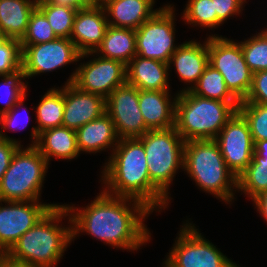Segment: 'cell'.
Wrapping results in <instances>:
<instances>
[{"label": "cell", "mask_w": 267, "mask_h": 267, "mask_svg": "<svg viewBox=\"0 0 267 267\" xmlns=\"http://www.w3.org/2000/svg\"><path fill=\"white\" fill-rule=\"evenodd\" d=\"M3 79L0 83V104L4 102L5 106L0 108V115L9 111L16 103L23 98L27 91V83L24 80L22 71L9 76H1ZM3 104V103H2Z\"/></svg>", "instance_id": "obj_34"}, {"label": "cell", "mask_w": 267, "mask_h": 267, "mask_svg": "<svg viewBox=\"0 0 267 267\" xmlns=\"http://www.w3.org/2000/svg\"><path fill=\"white\" fill-rule=\"evenodd\" d=\"M214 13L217 14V27L224 23L229 17L239 15L246 0H212Z\"/></svg>", "instance_id": "obj_38"}, {"label": "cell", "mask_w": 267, "mask_h": 267, "mask_svg": "<svg viewBox=\"0 0 267 267\" xmlns=\"http://www.w3.org/2000/svg\"><path fill=\"white\" fill-rule=\"evenodd\" d=\"M215 141L228 168L238 177L252 161L254 142L244 117L236 111Z\"/></svg>", "instance_id": "obj_14"}, {"label": "cell", "mask_w": 267, "mask_h": 267, "mask_svg": "<svg viewBox=\"0 0 267 267\" xmlns=\"http://www.w3.org/2000/svg\"><path fill=\"white\" fill-rule=\"evenodd\" d=\"M145 148L138 138L119 139L103 166V191L141 201L152 212L165 209L169 202L151 183Z\"/></svg>", "instance_id": "obj_2"}, {"label": "cell", "mask_w": 267, "mask_h": 267, "mask_svg": "<svg viewBox=\"0 0 267 267\" xmlns=\"http://www.w3.org/2000/svg\"><path fill=\"white\" fill-rule=\"evenodd\" d=\"M237 191L248 195L251 200L261 192L267 191V160L255 151L252 161L237 177Z\"/></svg>", "instance_id": "obj_28"}, {"label": "cell", "mask_w": 267, "mask_h": 267, "mask_svg": "<svg viewBox=\"0 0 267 267\" xmlns=\"http://www.w3.org/2000/svg\"><path fill=\"white\" fill-rule=\"evenodd\" d=\"M48 162L35 146H20L0 183V200L39 201Z\"/></svg>", "instance_id": "obj_7"}, {"label": "cell", "mask_w": 267, "mask_h": 267, "mask_svg": "<svg viewBox=\"0 0 267 267\" xmlns=\"http://www.w3.org/2000/svg\"><path fill=\"white\" fill-rule=\"evenodd\" d=\"M93 54H96L95 57L114 59L127 65L136 56L135 30L108 25L102 43L96 51L80 54L79 59Z\"/></svg>", "instance_id": "obj_23"}, {"label": "cell", "mask_w": 267, "mask_h": 267, "mask_svg": "<svg viewBox=\"0 0 267 267\" xmlns=\"http://www.w3.org/2000/svg\"><path fill=\"white\" fill-rule=\"evenodd\" d=\"M183 18L186 23L192 26H201L203 28L217 27V14L214 13L212 0H188Z\"/></svg>", "instance_id": "obj_32"}, {"label": "cell", "mask_w": 267, "mask_h": 267, "mask_svg": "<svg viewBox=\"0 0 267 267\" xmlns=\"http://www.w3.org/2000/svg\"><path fill=\"white\" fill-rule=\"evenodd\" d=\"M145 148L148 173L152 185L168 200V189L177 170L183 169L185 141L175 126L149 130L138 138Z\"/></svg>", "instance_id": "obj_6"}, {"label": "cell", "mask_w": 267, "mask_h": 267, "mask_svg": "<svg viewBox=\"0 0 267 267\" xmlns=\"http://www.w3.org/2000/svg\"><path fill=\"white\" fill-rule=\"evenodd\" d=\"M240 103H258L267 105V70L253 74L251 89Z\"/></svg>", "instance_id": "obj_37"}, {"label": "cell", "mask_w": 267, "mask_h": 267, "mask_svg": "<svg viewBox=\"0 0 267 267\" xmlns=\"http://www.w3.org/2000/svg\"><path fill=\"white\" fill-rule=\"evenodd\" d=\"M190 91L200 97L222 102H240L228 89L224 77L208 64Z\"/></svg>", "instance_id": "obj_27"}, {"label": "cell", "mask_w": 267, "mask_h": 267, "mask_svg": "<svg viewBox=\"0 0 267 267\" xmlns=\"http://www.w3.org/2000/svg\"><path fill=\"white\" fill-rule=\"evenodd\" d=\"M79 152L97 153L107 148L114 150L119 137L111 117L105 112L100 117L76 130Z\"/></svg>", "instance_id": "obj_22"}, {"label": "cell", "mask_w": 267, "mask_h": 267, "mask_svg": "<svg viewBox=\"0 0 267 267\" xmlns=\"http://www.w3.org/2000/svg\"><path fill=\"white\" fill-rule=\"evenodd\" d=\"M239 104L203 98L190 90L179 91L175 102V128L185 142L215 140Z\"/></svg>", "instance_id": "obj_4"}, {"label": "cell", "mask_w": 267, "mask_h": 267, "mask_svg": "<svg viewBox=\"0 0 267 267\" xmlns=\"http://www.w3.org/2000/svg\"><path fill=\"white\" fill-rule=\"evenodd\" d=\"M37 126L32 127L30 146H35L39 133L55 127L62 126L63 112L65 108V86L63 88H52L47 91L36 106ZM34 140V141H33Z\"/></svg>", "instance_id": "obj_26"}, {"label": "cell", "mask_w": 267, "mask_h": 267, "mask_svg": "<svg viewBox=\"0 0 267 267\" xmlns=\"http://www.w3.org/2000/svg\"><path fill=\"white\" fill-rule=\"evenodd\" d=\"M22 71V48L20 40L5 38L0 43V77Z\"/></svg>", "instance_id": "obj_35"}, {"label": "cell", "mask_w": 267, "mask_h": 267, "mask_svg": "<svg viewBox=\"0 0 267 267\" xmlns=\"http://www.w3.org/2000/svg\"><path fill=\"white\" fill-rule=\"evenodd\" d=\"M107 27L106 12L100 3L79 9L74 19L70 40L80 54L95 52L102 43Z\"/></svg>", "instance_id": "obj_17"}, {"label": "cell", "mask_w": 267, "mask_h": 267, "mask_svg": "<svg viewBox=\"0 0 267 267\" xmlns=\"http://www.w3.org/2000/svg\"><path fill=\"white\" fill-rule=\"evenodd\" d=\"M254 151L267 160V140L257 141L254 144Z\"/></svg>", "instance_id": "obj_42"}, {"label": "cell", "mask_w": 267, "mask_h": 267, "mask_svg": "<svg viewBox=\"0 0 267 267\" xmlns=\"http://www.w3.org/2000/svg\"><path fill=\"white\" fill-rule=\"evenodd\" d=\"M240 44L245 62L253 74L267 70V28Z\"/></svg>", "instance_id": "obj_30"}, {"label": "cell", "mask_w": 267, "mask_h": 267, "mask_svg": "<svg viewBox=\"0 0 267 267\" xmlns=\"http://www.w3.org/2000/svg\"><path fill=\"white\" fill-rule=\"evenodd\" d=\"M2 267H29L27 265H23V264H19V263H15L12 262L10 260H7Z\"/></svg>", "instance_id": "obj_44"}, {"label": "cell", "mask_w": 267, "mask_h": 267, "mask_svg": "<svg viewBox=\"0 0 267 267\" xmlns=\"http://www.w3.org/2000/svg\"><path fill=\"white\" fill-rule=\"evenodd\" d=\"M8 260V253L5 249L0 247V267Z\"/></svg>", "instance_id": "obj_43"}, {"label": "cell", "mask_w": 267, "mask_h": 267, "mask_svg": "<svg viewBox=\"0 0 267 267\" xmlns=\"http://www.w3.org/2000/svg\"><path fill=\"white\" fill-rule=\"evenodd\" d=\"M21 48L22 72L28 79L80 60V53L69 38L58 37L46 43L21 46Z\"/></svg>", "instance_id": "obj_13"}, {"label": "cell", "mask_w": 267, "mask_h": 267, "mask_svg": "<svg viewBox=\"0 0 267 267\" xmlns=\"http://www.w3.org/2000/svg\"><path fill=\"white\" fill-rule=\"evenodd\" d=\"M37 8L45 15L57 37L70 39L78 9L51 3H37Z\"/></svg>", "instance_id": "obj_29"}, {"label": "cell", "mask_w": 267, "mask_h": 267, "mask_svg": "<svg viewBox=\"0 0 267 267\" xmlns=\"http://www.w3.org/2000/svg\"><path fill=\"white\" fill-rule=\"evenodd\" d=\"M58 38L45 15L36 7L29 19L26 34L20 41L21 46L46 43Z\"/></svg>", "instance_id": "obj_33"}, {"label": "cell", "mask_w": 267, "mask_h": 267, "mask_svg": "<svg viewBox=\"0 0 267 267\" xmlns=\"http://www.w3.org/2000/svg\"><path fill=\"white\" fill-rule=\"evenodd\" d=\"M170 90H139V108L149 130L175 126L176 96L171 100Z\"/></svg>", "instance_id": "obj_19"}, {"label": "cell", "mask_w": 267, "mask_h": 267, "mask_svg": "<svg viewBox=\"0 0 267 267\" xmlns=\"http://www.w3.org/2000/svg\"><path fill=\"white\" fill-rule=\"evenodd\" d=\"M230 267H239V265L237 266L236 263L232 264Z\"/></svg>", "instance_id": "obj_46"}, {"label": "cell", "mask_w": 267, "mask_h": 267, "mask_svg": "<svg viewBox=\"0 0 267 267\" xmlns=\"http://www.w3.org/2000/svg\"><path fill=\"white\" fill-rule=\"evenodd\" d=\"M175 9L172 5H165L136 32V55L143 58L155 59L169 63L170 57L177 50L175 46Z\"/></svg>", "instance_id": "obj_10"}, {"label": "cell", "mask_w": 267, "mask_h": 267, "mask_svg": "<svg viewBox=\"0 0 267 267\" xmlns=\"http://www.w3.org/2000/svg\"><path fill=\"white\" fill-rule=\"evenodd\" d=\"M105 105L119 139L139 138L149 131L139 108L137 87L127 82L118 86L105 99Z\"/></svg>", "instance_id": "obj_12"}, {"label": "cell", "mask_w": 267, "mask_h": 267, "mask_svg": "<svg viewBox=\"0 0 267 267\" xmlns=\"http://www.w3.org/2000/svg\"><path fill=\"white\" fill-rule=\"evenodd\" d=\"M66 83L104 99L118 86L127 82L126 65L118 60L98 56L73 71Z\"/></svg>", "instance_id": "obj_11"}, {"label": "cell", "mask_w": 267, "mask_h": 267, "mask_svg": "<svg viewBox=\"0 0 267 267\" xmlns=\"http://www.w3.org/2000/svg\"><path fill=\"white\" fill-rule=\"evenodd\" d=\"M209 64L224 77L229 91L241 102L251 89L253 73L245 62L240 42L208 36Z\"/></svg>", "instance_id": "obj_8"}, {"label": "cell", "mask_w": 267, "mask_h": 267, "mask_svg": "<svg viewBox=\"0 0 267 267\" xmlns=\"http://www.w3.org/2000/svg\"><path fill=\"white\" fill-rule=\"evenodd\" d=\"M100 4L106 12L108 25L133 30L159 10H153L155 0H100Z\"/></svg>", "instance_id": "obj_20"}, {"label": "cell", "mask_w": 267, "mask_h": 267, "mask_svg": "<svg viewBox=\"0 0 267 267\" xmlns=\"http://www.w3.org/2000/svg\"><path fill=\"white\" fill-rule=\"evenodd\" d=\"M20 146L22 145L17 142L0 138V183L4 173L10 166L13 155Z\"/></svg>", "instance_id": "obj_39"}, {"label": "cell", "mask_w": 267, "mask_h": 267, "mask_svg": "<svg viewBox=\"0 0 267 267\" xmlns=\"http://www.w3.org/2000/svg\"><path fill=\"white\" fill-rule=\"evenodd\" d=\"M25 99H26V95L23 98H21L16 103V105L13 106L9 111L0 115V126L2 127V128H0V138L11 140V141H14V142H17L18 144H20V141H17L16 139H12V138L8 137L7 135L3 134L4 132H2V131H3V129L4 130L9 129V131L11 129H13V131H15V130H17L16 128H19L21 126L20 122L23 123V128L27 127L29 120H30L28 111H25V113H27V115H26L27 118H25V119H27V121L24 120V121H26V123H25L24 121L22 122V120L19 121L18 116H20V115H18V109H17L20 107H21V109H26L25 107L22 108L24 105ZM20 128L23 129L22 127H20Z\"/></svg>", "instance_id": "obj_36"}, {"label": "cell", "mask_w": 267, "mask_h": 267, "mask_svg": "<svg viewBox=\"0 0 267 267\" xmlns=\"http://www.w3.org/2000/svg\"><path fill=\"white\" fill-rule=\"evenodd\" d=\"M35 147L46 158L72 160L79 156L76 130L64 126L50 128L39 133Z\"/></svg>", "instance_id": "obj_24"}, {"label": "cell", "mask_w": 267, "mask_h": 267, "mask_svg": "<svg viewBox=\"0 0 267 267\" xmlns=\"http://www.w3.org/2000/svg\"><path fill=\"white\" fill-rule=\"evenodd\" d=\"M183 169L204 192L229 204L234 200L237 177L226 165L215 140L185 142Z\"/></svg>", "instance_id": "obj_5"}, {"label": "cell", "mask_w": 267, "mask_h": 267, "mask_svg": "<svg viewBox=\"0 0 267 267\" xmlns=\"http://www.w3.org/2000/svg\"><path fill=\"white\" fill-rule=\"evenodd\" d=\"M105 99L65 83V108L62 126L77 130L106 112Z\"/></svg>", "instance_id": "obj_16"}, {"label": "cell", "mask_w": 267, "mask_h": 267, "mask_svg": "<svg viewBox=\"0 0 267 267\" xmlns=\"http://www.w3.org/2000/svg\"><path fill=\"white\" fill-rule=\"evenodd\" d=\"M37 0H0V32L5 38L22 40Z\"/></svg>", "instance_id": "obj_25"}, {"label": "cell", "mask_w": 267, "mask_h": 267, "mask_svg": "<svg viewBox=\"0 0 267 267\" xmlns=\"http://www.w3.org/2000/svg\"><path fill=\"white\" fill-rule=\"evenodd\" d=\"M65 206L72 219L73 239L86 232L114 248L129 251H137L151 239L143 221L152 211L136 199L102 191L85 208Z\"/></svg>", "instance_id": "obj_1"}, {"label": "cell", "mask_w": 267, "mask_h": 267, "mask_svg": "<svg viewBox=\"0 0 267 267\" xmlns=\"http://www.w3.org/2000/svg\"><path fill=\"white\" fill-rule=\"evenodd\" d=\"M163 267H230L227 258L188 221L182 225Z\"/></svg>", "instance_id": "obj_9"}, {"label": "cell", "mask_w": 267, "mask_h": 267, "mask_svg": "<svg viewBox=\"0 0 267 267\" xmlns=\"http://www.w3.org/2000/svg\"><path fill=\"white\" fill-rule=\"evenodd\" d=\"M65 216V217H64ZM68 217L67 227L59 223ZM73 241L72 219L67 207H52L11 247L8 260L29 267H55Z\"/></svg>", "instance_id": "obj_3"}, {"label": "cell", "mask_w": 267, "mask_h": 267, "mask_svg": "<svg viewBox=\"0 0 267 267\" xmlns=\"http://www.w3.org/2000/svg\"><path fill=\"white\" fill-rule=\"evenodd\" d=\"M0 200V247L7 252L16 241L31 229L52 207L58 204H44L39 201Z\"/></svg>", "instance_id": "obj_15"}, {"label": "cell", "mask_w": 267, "mask_h": 267, "mask_svg": "<svg viewBox=\"0 0 267 267\" xmlns=\"http://www.w3.org/2000/svg\"><path fill=\"white\" fill-rule=\"evenodd\" d=\"M174 64L179 80L192 84L181 91L190 90L209 64L208 37L204 44L195 40L180 44L169 60V68Z\"/></svg>", "instance_id": "obj_18"}, {"label": "cell", "mask_w": 267, "mask_h": 267, "mask_svg": "<svg viewBox=\"0 0 267 267\" xmlns=\"http://www.w3.org/2000/svg\"><path fill=\"white\" fill-rule=\"evenodd\" d=\"M168 63L136 55L126 65L127 83L139 90H169Z\"/></svg>", "instance_id": "obj_21"}, {"label": "cell", "mask_w": 267, "mask_h": 267, "mask_svg": "<svg viewBox=\"0 0 267 267\" xmlns=\"http://www.w3.org/2000/svg\"><path fill=\"white\" fill-rule=\"evenodd\" d=\"M237 111L247 121L254 144L267 140V105L240 103Z\"/></svg>", "instance_id": "obj_31"}, {"label": "cell", "mask_w": 267, "mask_h": 267, "mask_svg": "<svg viewBox=\"0 0 267 267\" xmlns=\"http://www.w3.org/2000/svg\"><path fill=\"white\" fill-rule=\"evenodd\" d=\"M37 3L66 5L79 10L97 5L98 3H100V0H37Z\"/></svg>", "instance_id": "obj_40"}, {"label": "cell", "mask_w": 267, "mask_h": 267, "mask_svg": "<svg viewBox=\"0 0 267 267\" xmlns=\"http://www.w3.org/2000/svg\"><path fill=\"white\" fill-rule=\"evenodd\" d=\"M5 39V37H3V35L0 32V42H2Z\"/></svg>", "instance_id": "obj_45"}, {"label": "cell", "mask_w": 267, "mask_h": 267, "mask_svg": "<svg viewBox=\"0 0 267 267\" xmlns=\"http://www.w3.org/2000/svg\"><path fill=\"white\" fill-rule=\"evenodd\" d=\"M252 201H254L257 211H259L261 216L267 222V191L261 192Z\"/></svg>", "instance_id": "obj_41"}]
</instances>
